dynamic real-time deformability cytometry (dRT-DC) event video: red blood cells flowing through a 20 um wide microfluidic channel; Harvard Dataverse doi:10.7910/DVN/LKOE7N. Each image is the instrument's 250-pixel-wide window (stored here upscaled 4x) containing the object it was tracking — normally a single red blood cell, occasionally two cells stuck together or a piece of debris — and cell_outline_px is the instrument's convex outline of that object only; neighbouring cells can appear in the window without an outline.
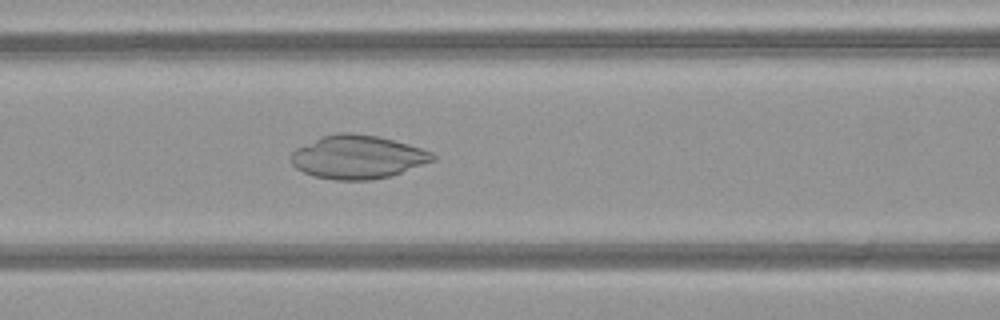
{"species": "common noctule bat (a hibernating species)", "species_latin": "Nyctalus noctula", "temperature_condition": "warm", "stored_images_in_passage": 51, "camera_frame_rate_fps": 3000, "um_per_image_px": 0.085, "animal": {"sex": "female", "body_mass_g": 21.9}, "frame": {"image": 1, "passage_image": 22, "time_ms": 7.0, "image_size_px": [1000, 320], "cell_outline_px": [[436, 160], [388, 176], [372, 180], [336, 180], [312, 176], [296, 168], [292, 164], [288, 156], [296, 148], [320, 136], [336, 132], [352, 132], [376, 136], [408, 144], [432, 152], [436, 156]], "centroid_in_image_um": [30.34, 13.34], "position_along_channel_um": 136.3, "area_um2": 35.95}}
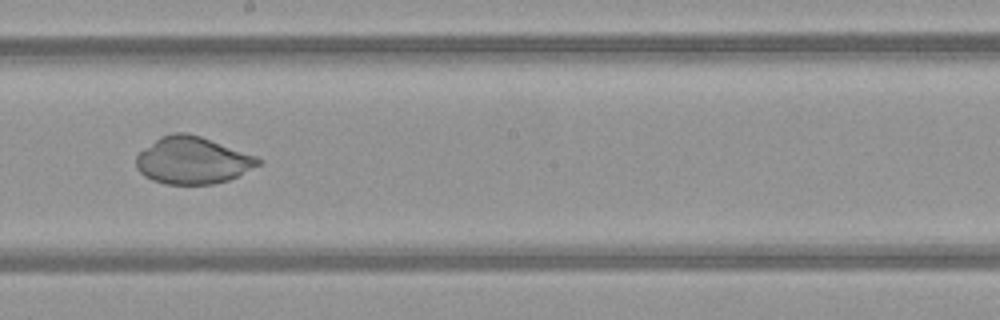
{"frame": {"image": 2, "passage_image": 29, "time_ms": 9.333, "image_size_px": [1000, 320], "cell_outline_px": [[264, 164], [228, 180], [212, 184], [168, 184], [152, 180], [144, 176], [136, 168], [136, 156], [144, 148], [160, 136], [172, 132], [188, 132], [200, 136], [256, 156], [264, 160]], "centroid_in_image_um": [16.38, 13.63], "position_along_channel_um": 231.8, "area_um2": 33.64}}
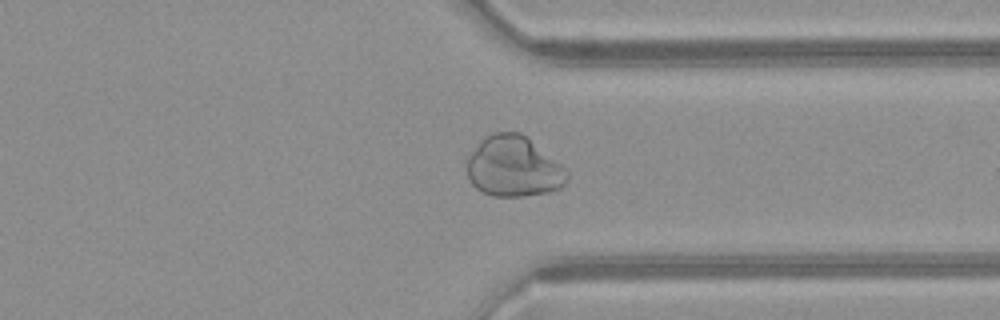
{"frame": {"image": 3, "passage_image": 39, "time_ms": 12.667, "image_size_px": [1000, 320], "cell_outline_px": [[568, 176], [564, 184], [560, 188], [548, 192], [520, 196], [492, 196], [476, 188], [472, 184], [468, 176], [464, 160], [480, 140], [484, 136], [492, 132], [520, 132], [568, 168]], "centroid_in_image_um": [43.63, 14.15], "position_along_channel_um": 367.8, "area_um2": 35.78}}